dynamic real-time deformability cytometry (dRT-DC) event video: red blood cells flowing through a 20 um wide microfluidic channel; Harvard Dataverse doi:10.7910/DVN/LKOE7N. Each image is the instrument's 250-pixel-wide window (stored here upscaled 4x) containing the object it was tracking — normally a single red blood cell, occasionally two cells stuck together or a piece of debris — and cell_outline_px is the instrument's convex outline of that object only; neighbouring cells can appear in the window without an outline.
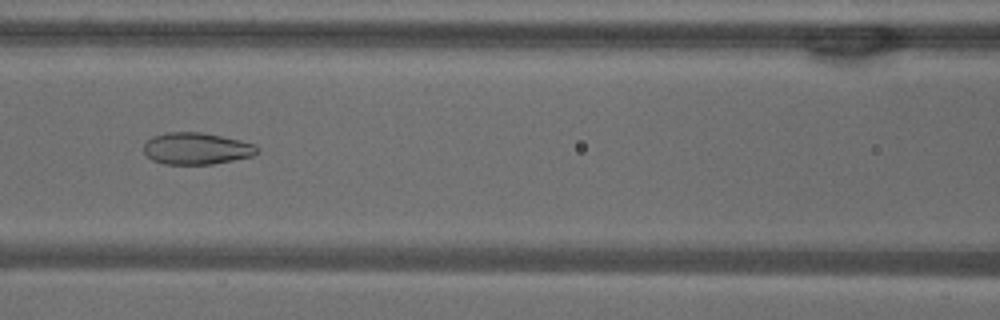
{"species": "common noctule bat (a hibernating species)", "species_latin": "Nyctalus noctula", "temperature_condition": "warm", "stored_images_in_passage": 47, "camera_frame_rate_fps": 3000, "um_per_image_px": 0.085, "animal": {"sex": "male", "body_mass_g": 18.8}, "frame": {"image": 1, "passage_image": 23, "time_ms": 7.333, "image_size_px": [1000, 320], "cell_outline_px": [[260, 148], [252, 156], [212, 164], [164, 164], [152, 160], [144, 152], [144, 144], [152, 136], [164, 132], [204, 132], [240, 140], [252, 144]], "centroid_in_image_um": [16.67, 12.61], "position_along_channel_um": 149.9, "area_um2": 20.98}}
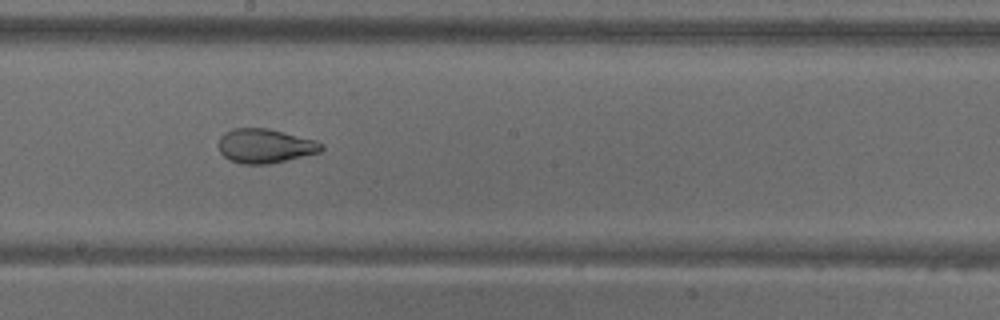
{"frame": {"image": 2, "passage_image": 29, "time_ms": 9.333, "image_size_px": [1000, 320], "cell_outline_px": [[324, 148], [320, 152], [268, 164], [244, 164], [228, 160], [220, 152], [216, 144], [220, 136], [224, 132], [232, 128], [268, 128], [316, 140], [324, 144]], "centroid_in_image_um": [22.49, 12.39], "position_along_channel_um": 225.7, "area_um2": 20.75}}
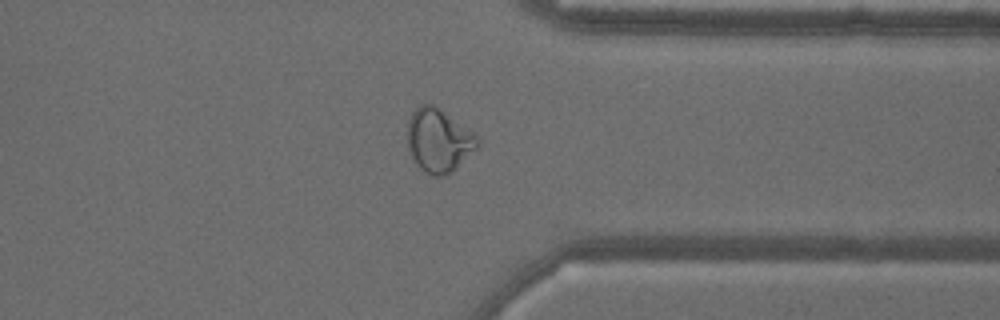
{"frame": {"image": 3, "passage_image": 41, "time_ms": 13.333, "image_size_px": [1000, 320], "cell_outline_px": [[480, 144], [452, 172], [444, 176], [432, 176], [424, 172], [412, 160], [408, 148], [408, 120], [412, 112], [420, 104], [432, 104], [440, 108], [472, 132], [480, 140]], "centroid_in_image_um": [37.26, 11.95], "position_along_channel_um": 374.1, "area_um2": 25.84}, "authors_computed_cell_mechanics": {"area_um2": 24.6228, "velocity_mm_per_s": 3.8045, "shape_relaxation_time_tau1_ms": null, "shape_relaxation_time_tau2_ms": 1.4749, "deformation_change_tau1": null, "deformation_change_tau2": 0.0718}}